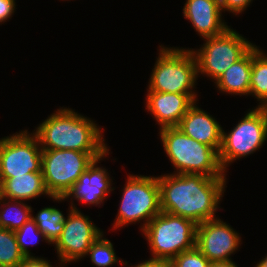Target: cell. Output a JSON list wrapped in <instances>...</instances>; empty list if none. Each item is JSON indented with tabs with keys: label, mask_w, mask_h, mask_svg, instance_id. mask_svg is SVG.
I'll list each match as a JSON object with an SVG mask.
<instances>
[{
	"label": "cell",
	"mask_w": 267,
	"mask_h": 267,
	"mask_svg": "<svg viewBox=\"0 0 267 267\" xmlns=\"http://www.w3.org/2000/svg\"><path fill=\"white\" fill-rule=\"evenodd\" d=\"M170 267V264L168 261H162V260H156L149 258L148 260L145 259V261H139L135 265L130 266L129 261L124 260V264L122 267Z\"/></svg>",
	"instance_id": "29"
},
{
	"label": "cell",
	"mask_w": 267,
	"mask_h": 267,
	"mask_svg": "<svg viewBox=\"0 0 267 267\" xmlns=\"http://www.w3.org/2000/svg\"><path fill=\"white\" fill-rule=\"evenodd\" d=\"M34 128L32 133L42 150L106 153L110 149L104 137L105 129L69 106H60Z\"/></svg>",
	"instance_id": "2"
},
{
	"label": "cell",
	"mask_w": 267,
	"mask_h": 267,
	"mask_svg": "<svg viewBox=\"0 0 267 267\" xmlns=\"http://www.w3.org/2000/svg\"><path fill=\"white\" fill-rule=\"evenodd\" d=\"M250 96L257 99V107H262L267 102V51L256 44L253 46Z\"/></svg>",
	"instance_id": "19"
},
{
	"label": "cell",
	"mask_w": 267,
	"mask_h": 267,
	"mask_svg": "<svg viewBox=\"0 0 267 267\" xmlns=\"http://www.w3.org/2000/svg\"><path fill=\"white\" fill-rule=\"evenodd\" d=\"M126 175L124 187L120 190L122 195L118 212L110 230L120 231L123 227L140 223L141 232L161 212L158 175Z\"/></svg>",
	"instance_id": "5"
},
{
	"label": "cell",
	"mask_w": 267,
	"mask_h": 267,
	"mask_svg": "<svg viewBox=\"0 0 267 267\" xmlns=\"http://www.w3.org/2000/svg\"><path fill=\"white\" fill-rule=\"evenodd\" d=\"M242 243L240 233L220 217L197 225L196 247L210 262L234 260Z\"/></svg>",
	"instance_id": "13"
},
{
	"label": "cell",
	"mask_w": 267,
	"mask_h": 267,
	"mask_svg": "<svg viewBox=\"0 0 267 267\" xmlns=\"http://www.w3.org/2000/svg\"><path fill=\"white\" fill-rule=\"evenodd\" d=\"M105 231L91 244L87 258L96 267H112L116 264L123 265L124 259L117 257L114 245L107 237Z\"/></svg>",
	"instance_id": "22"
},
{
	"label": "cell",
	"mask_w": 267,
	"mask_h": 267,
	"mask_svg": "<svg viewBox=\"0 0 267 267\" xmlns=\"http://www.w3.org/2000/svg\"><path fill=\"white\" fill-rule=\"evenodd\" d=\"M230 26L220 35L202 39L203 45L193 49L198 79L207 77L213 83L235 62L241 59L254 45Z\"/></svg>",
	"instance_id": "7"
},
{
	"label": "cell",
	"mask_w": 267,
	"mask_h": 267,
	"mask_svg": "<svg viewBox=\"0 0 267 267\" xmlns=\"http://www.w3.org/2000/svg\"><path fill=\"white\" fill-rule=\"evenodd\" d=\"M17 243L20 251L25 257H35V254L29 249L30 246H36L39 242L48 243L43 233L38 229L37 224L32 218L24 223L19 229L15 230Z\"/></svg>",
	"instance_id": "24"
},
{
	"label": "cell",
	"mask_w": 267,
	"mask_h": 267,
	"mask_svg": "<svg viewBox=\"0 0 267 267\" xmlns=\"http://www.w3.org/2000/svg\"><path fill=\"white\" fill-rule=\"evenodd\" d=\"M67 211L62 234L53 245L59 263L65 267L87 257L91 244L104 232L89 215L72 209L70 205Z\"/></svg>",
	"instance_id": "11"
},
{
	"label": "cell",
	"mask_w": 267,
	"mask_h": 267,
	"mask_svg": "<svg viewBox=\"0 0 267 267\" xmlns=\"http://www.w3.org/2000/svg\"><path fill=\"white\" fill-rule=\"evenodd\" d=\"M24 258L15 232L0 228V267H16Z\"/></svg>",
	"instance_id": "23"
},
{
	"label": "cell",
	"mask_w": 267,
	"mask_h": 267,
	"mask_svg": "<svg viewBox=\"0 0 267 267\" xmlns=\"http://www.w3.org/2000/svg\"><path fill=\"white\" fill-rule=\"evenodd\" d=\"M158 130L165 155L174 168L170 173L227 177L215 148L190 138L176 126Z\"/></svg>",
	"instance_id": "3"
},
{
	"label": "cell",
	"mask_w": 267,
	"mask_h": 267,
	"mask_svg": "<svg viewBox=\"0 0 267 267\" xmlns=\"http://www.w3.org/2000/svg\"><path fill=\"white\" fill-rule=\"evenodd\" d=\"M254 267H267V253L264 257H262V259L260 258V260L257 261Z\"/></svg>",
	"instance_id": "31"
},
{
	"label": "cell",
	"mask_w": 267,
	"mask_h": 267,
	"mask_svg": "<svg viewBox=\"0 0 267 267\" xmlns=\"http://www.w3.org/2000/svg\"><path fill=\"white\" fill-rule=\"evenodd\" d=\"M223 13L227 12L233 14L232 16H238L252 4L254 0H219Z\"/></svg>",
	"instance_id": "26"
},
{
	"label": "cell",
	"mask_w": 267,
	"mask_h": 267,
	"mask_svg": "<svg viewBox=\"0 0 267 267\" xmlns=\"http://www.w3.org/2000/svg\"><path fill=\"white\" fill-rule=\"evenodd\" d=\"M210 267H239L234 260L232 261H219V262H211Z\"/></svg>",
	"instance_id": "30"
},
{
	"label": "cell",
	"mask_w": 267,
	"mask_h": 267,
	"mask_svg": "<svg viewBox=\"0 0 267 267\" xmlns=\"http://www.w3.org/2000/svg\"><path fill=\"white\" fill-rule=\"evenodd\" d=\"M195 102L176 126L190 138L215 148L218 152L222 143L223 126L215 116Z\"/></svg>",
	"instance_id": "16"
},
{
	"label": "cell",
	"mask_w": 267,
	"mask_h": 267,
	"mask_svg": "<svg viewBox=\"0 0 267 267\" xmlns=\"http://www.w3.org/2000/svg\"><path fill=\"white\" fill-rule=\"evenodd\" d=\"M146 91L198 94L197 64L190 48L159 44Z\"/></svg>",
	"instance_id": "4"
},
{
	"label": "cell",
	"mask_w": 267,
	"mask_h": 267,
	"mask_svg": "<svg viewBox=\"0 0 267 267\" xmlns=\"http://www.w3.org/2000/svg\"><path fill=\"white\" fill-rule=\"evenodd\" d=\"M253 62V47L237 62L231 65L214 82L219 94L250 97V74Z\"/></svg>",
	"instance_id": "17"
},
{
	"label": "cell",
	"mask_w": 267,
	"mask_h": 267,
	"mask_svg": "<svg viewBox=\"0 0 267 267\" xmlns=\"http://www.w3.org/2000/svg\"><path fill=\"white\" fill-rule=\"evenodd\" d=\"M109 149L103 156L95 159L93 163L84 171L77 182L72 186V188L66 193L64 197H52L54 203H63L65 201L69 202L68 205L72 209L81 211L76 205V201L83 205H88V208L95 206L100 208L104 207V202L110 197L112 191L116 189L113 186L114 178L109 173L110 170L100 164L104 160H109L108 157L111 155ZM100 164V166H99ZM75 201V202H74ZM83 204V205H82Z\"/></svg>",
	"instance_id": "12"
},
{
	"label": "cell",
	"mask_w": 267,
	"mask_h": 267,
	"mask_svg": "<svg viewBox=\"0 0 267 267\" xmlns=\"http://www.w3.org/2000/svg\"><path fill=\"white\" fill-rule=\"evenodd\" d=\"M169 264L170 267H210L211 262L195 246L178 254Z\"/></svg>",
	"instance_id": "25"
},
{
	"label": "cell",
	"mask_w": 267,
	"mask_h": 267,
	"mask_svg": "<svg viewBox=\"0 0 267 267\" xmlns=\"http://www.w3.org/2000/svg\"><path fill=\"white\" fill-rule=\"evenodd\" d=\"M43 196L52 199L46 190L42 172L26 173L2 182L1 197L27 202Z\"/></svg>",
	"instance_id": "18"
},
{
	"label": "cell",
	"mask_w": 267,
	"mask_h": 267,
	"mask_svg": "<svg viewBox=\"0 0 267 267\" xmlns=\"http://www.w3.org/2000/svg\"><path fill=\"white\" fill-rule=\"evenodd\" d=\"M227 177L203 174L158 175L161 211L190 219L196 224L216 219L226 192Z\"/></svg>",
	"instance_id": "1"
},
{
	"label": "cell",
	"mask_w": 267,
	"mask_h": 267,
	"mask_svg": "<svg viewBox=\"0 0 267 267\" xmlns=\"http://www.w3.org/2000/svg\"><path fill=\"white\" fill-rule=\"evenodd\" d=\"M17 0H0V25L6 24L17 11ZM10 19V20H9Z\"/></svg>",
	"instance_id": "28"
},
{
	"label": "cell",
	"mask_w": 267,
	"mask_h": 267,
	"mask_svg": "<svg viewBox=\"0 0 267 267\" xmlns=\"http://www.w3.org/2000/svg\"><path fill=\"white\" fill-rule=\"evenodd\" d=\"M262 108L267 112V102L262 106Z\"/></svg>",
	"instance_id": "33"
},
{
	"label": "cell",
	"mask_w": 267,
	"mask_h": 267,
	"mask_svg": "<svg viewBox=\"0 0 267 267\" xmlns=\"http://www.w3.org/2000/svg\"><path fill=\"white\" fill-rule=\"evenodd\" d=\"M34 213L32 207L31 218L47 239L48 245L53 246L60 238L64 229L65 214L58 207L50 205L41 208V210L37 211L36 215Z\"/></svg>",
	"instance_id": "20"
},
{
	"label": "cell",
	"mask_w": 267,
	"mask_h": 267,
	"mask_svg": "<svg viewBox=\"0 0 267 267\" xmlns=\"http://www.w3.org/2000/svg\"><path fill=\"white\" fill-rule=\"evenodd\" d=\"M1 192H2V181H1V178H0V198H1Z\"/></svg>",
	"instance_id": "32"
},
{
	"label": "cell",
	"mask_w": 267,
	"mask_h": 267,
	"mask_svg": "<svg viewBox=\"0 0 267 267\" xmlns=\"http://www.w3.org/2000/svg\"><path fill=\"white\" fill-rule=\"evenodd\" d=\"M197 225L190 219L161 211L141 231L151 259L170 262L181 252L194 248Z\"/></svg>",
	"instance_id": "6"
},
{
	"label": "cell",
	"mask_w": 267,
	"mask_h": 267,
	"mask_svg": "<svg viewBox=\"0 0 267 267\" xmlns=\"http://www.w3.org/2000/svg\"><path fill=\"white\" fill-rule=\"evenodd\" d=\"M105 153L42 150L41 170L51 197H64L93 161Z\"/></svg>",
	"instance_id": "9"
},
{
	"label": "cell",
	"mask_w": 267,
	"mask_h": 267,
	"mask_svg": "<svg viewBox=\"0 0 267 267\" xmlns=\"http://www.w3.org/2000/svg\"><path fill=\"white\" fill-rule=\"evenodd\" d=\"M266 141L267 112L262 107L249 108L230 131L222 129L219 160L223 170L228 174L232 163L259 151Z\"/></svg>",
	"instance_id": "8"
},
{
	"label": "cell",
	"mask_w": 267,
	"mask_h": 267,
	"mask_svg": "<svg viewBox=\"0 0 267 267\" xmlns=\"http://www.w3.org/2000/svg\"><path fill=\"white\" fill-rule=\"evenodd\" d=\"M199 94H178L147 91L145 111L158 124L159 129L177 126L189 108L199 101Z\"/></svg>",
	"instance_id": "14"
},
{
	"label": "cell",
	"mask_w": 267,
	"mask_h": 267,
	"mask_svg": "<svg viewBox=\"0 0 267 267\" xmlns=\"http://www.w3.org/2000/svg\"><path fill=\"white\" fill-rule=\"evenodd\" d=\"M47 257L35 256V257H25L16 267H63L59 262L52 265ZM56 265V266H55Z\"/></svg>",
	"instance_id": "27"
},
{
	"label": "cell",
	"mask_w": 267,
	"mask_h": 267,
	"mask_svg": "<svg viewBox=\"0 0 267 267\" xmlns=\"http://www.w3.org/2000/svg\"><path fill=\"white\" fill-rule=\"evenodd\" d=\"M32 215V206L21 200L0 198V228L15 231Z\"/></svg>",
	"instance_id": "21"
},
{
	"label": "cell",
	"mask_w": 267,
	"mask_h": 267,
	"mask_svg": "<svg viewBox=\"0 0 267 267\" xmlns=\"http://www.w3.org/2000/svg\"><path fill=\"white\" fill-rule=\"evenodd\" d=\"M182 14L202 39L220 35L230 27L219 0H186Z\"/></svg>",
	"instance_id": "15"
},
{
	"label": "cell",
	"mask_w": 267,
	"mask_h": 267,
	"mask_svg": "<svg viewBox=\"0 0 267 267\" xmlns=\"http://www.w3.org/2000/svg\"><path fill=\"white\" fill-rule=\"evenodd\" d=\"M42 149L37 137L28 129L0 138V178L42 172Z\"/></svg>",
	"instance_id": "10"
}]
</instances>
